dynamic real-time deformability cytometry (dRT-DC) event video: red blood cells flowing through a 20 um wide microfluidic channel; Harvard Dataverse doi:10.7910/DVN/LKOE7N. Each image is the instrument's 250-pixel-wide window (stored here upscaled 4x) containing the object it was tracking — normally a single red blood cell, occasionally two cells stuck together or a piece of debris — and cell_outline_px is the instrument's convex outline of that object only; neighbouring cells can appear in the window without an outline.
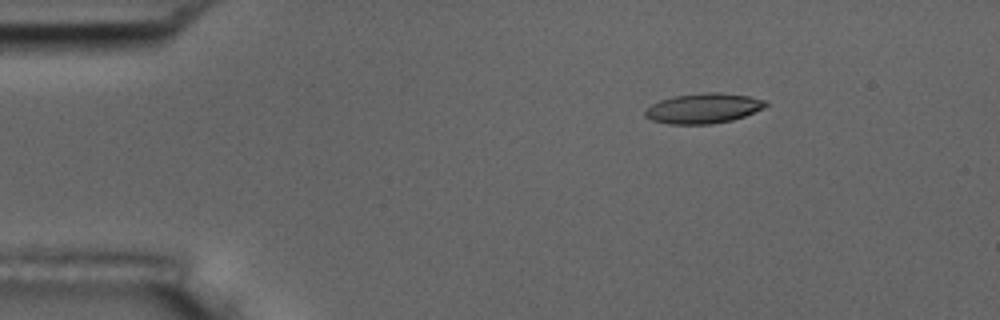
{"species": "common noctule bat (a hibernating species)", "species_latin": "Nyctalus noctula", "temperature_condition": "room temperature", "stored_images_in_passage": 5, "camera_frame_rate_fps": 3000, "um_per_image_px": 0.085, "animal": {"sex": "male", "body_mass_g": 17.5, "forearm_length_mm": 52.3}, "frame": {"image": 1, "passage_image": 3, "time_ms": 2.333, "image_size_px": [1000, 320], "cell_outline_px": [[768, 104], [764, 108], [744, 116], [732, 120], [712, 124], [668, 124], [652, 120], [644, 116], [644, 108], [660, 100], [672, 96], [708, 92], [720, 92], [748, 96], [764, 100]], "centroid_in_image_um": [59.75, 9.21], "position_along_channel_um": 25.2, "area_um2": 21.21}}